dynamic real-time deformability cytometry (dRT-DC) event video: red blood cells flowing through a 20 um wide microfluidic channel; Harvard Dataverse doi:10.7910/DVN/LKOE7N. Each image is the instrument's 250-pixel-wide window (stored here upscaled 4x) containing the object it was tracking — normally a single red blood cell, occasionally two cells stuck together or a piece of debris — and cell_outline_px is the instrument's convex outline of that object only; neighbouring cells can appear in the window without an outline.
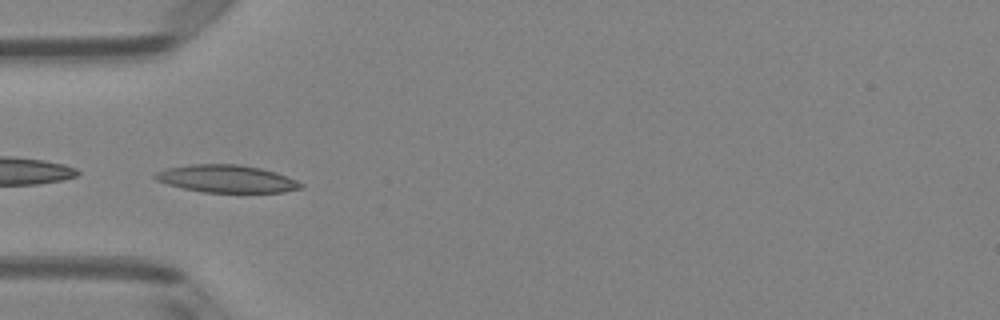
{"species": "Egyptian fruit bat (a non-hibernating species)", "species_latin": "Rousettus aegyptiacus", "temperature_condition": "room temperature", "stored_images_in_passage": 4, "camera_frame_rate_fps": 3000, "um_per_image_px": 0.085, "animal": {"sex": "female"}, "frame": {"image": 1, "passage_image": 4, "time_ms": 1.0, "image_size_px": [1000, 320], "cell_outline_px": [[304, 188], [284, 192], [204, 192], [184, 188], [168, 184], [156, 180], [152, 176], [156, 172], [164, 168], [192, 164], [240, 164], [260, 168], [276, 172], [296, 180], [304, 184]], "centroid_in_image_um": [19.27, 15.19], "position_along_channel_um": 65.7, "area_um2": 23.41}}